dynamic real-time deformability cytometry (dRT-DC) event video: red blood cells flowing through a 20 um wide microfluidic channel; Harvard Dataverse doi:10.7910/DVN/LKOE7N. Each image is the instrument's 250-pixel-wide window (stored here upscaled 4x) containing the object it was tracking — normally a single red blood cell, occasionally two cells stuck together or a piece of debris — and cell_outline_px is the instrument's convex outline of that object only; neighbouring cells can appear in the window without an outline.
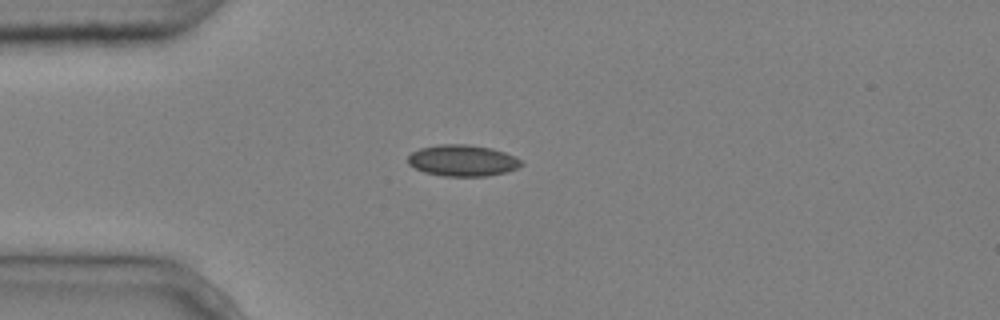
{"species": "common noctule bat (a hibernating species)", "species_latin": "Nyctalus noctula", "temperature_condition": "cold", "stored_images_in_passage": 4, "camera_frame_rate_fps": 3000, "um_per_image_px": 0.085, "animal": {"sex": "male", "body_mass_g": 20.4}, "frame": {"image": 1, "passage_image": 3, "time_ms": 0.667, "image_size_px": [1000, 320], "cell_outline_px": [[524, 164], [508, 172], [488, 176], [444, 176], [424, 172], [408, 164], [408, 156], [412, 152], [420, 148], [436, 144], [464, 144], [492, 148], [516, 156], [524, 160]], "centroid_in_image_um": [39.35, 13.64], "position_along_channel_um": 45.6, "area_um2": 20.92}}
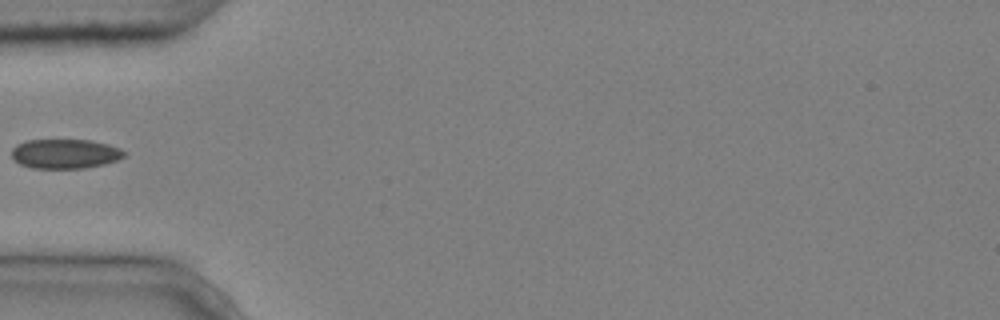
{"frame": {"image": 2, "passage_image": 4, "time_ms": 1.0, "image_size_px": [1000, 320], "cell_outline_px": [[124, 156], [116, 160], [104, 164], [84, 168], [32, 168], [20, 164], [12, 160], [12, 148], [16, 144], [24, 140], [88, 140], [108, 144], [120, 148], [124, 152]], "centroid_in_image_um": [5.47, 13.07], "position_along_channel_um": 79.5, "area_um2": 19.36}}